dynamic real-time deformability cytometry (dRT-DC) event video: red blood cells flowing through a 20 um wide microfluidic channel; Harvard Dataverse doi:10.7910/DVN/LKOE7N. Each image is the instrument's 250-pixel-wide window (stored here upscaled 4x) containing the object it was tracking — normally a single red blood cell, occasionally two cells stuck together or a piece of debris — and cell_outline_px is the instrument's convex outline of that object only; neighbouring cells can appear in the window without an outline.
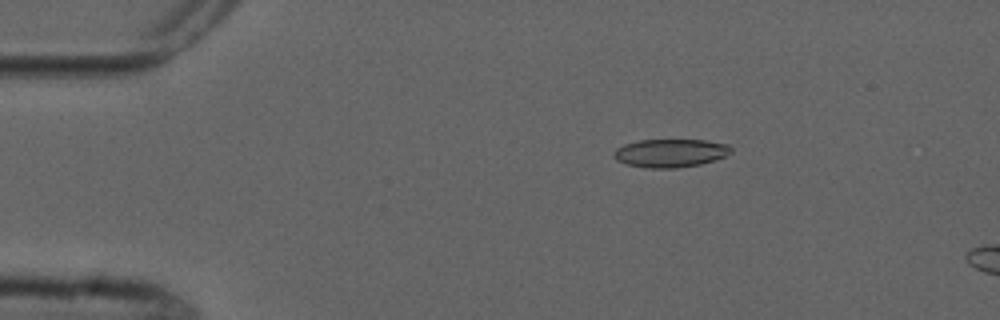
{"species": "common noctule bat (a hibernating species)", "species_latin": "Nyctalus noctula", "temperature_condition": "cold", "stored_images_in_passage": 5, "camera_frame_rate_fps": 3000, "um_per_image_px": 0.085, "animal": {"sex": "male", "forearm_length_mm": 52.5}, "frame": {"image": 1, "passage_image": 3, "time_ms": 2.333, "image_size_px": [1000, 320], "cell_outline_px": [[732, 152], [724, 156], [700, 164], [676, 168], [644, 168], [624, 164], [616, 160], [612, 156], [612, 152], [616, 148], [624, 144], [640, 140], [704, 140], [728, 144], [732, 148]], "centroid_in_image_um": [56.92, 13.01], "position_along_channel_um": 28.1, "area_um2": 19.42}}